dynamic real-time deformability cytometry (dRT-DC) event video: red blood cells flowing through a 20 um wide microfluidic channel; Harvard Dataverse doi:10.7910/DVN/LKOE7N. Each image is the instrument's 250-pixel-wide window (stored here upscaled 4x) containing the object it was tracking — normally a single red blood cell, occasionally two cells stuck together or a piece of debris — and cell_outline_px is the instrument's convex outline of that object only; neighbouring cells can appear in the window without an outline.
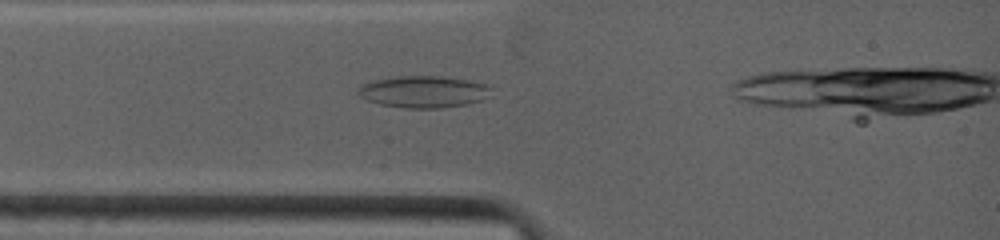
{"species": "common noctule bat (a hibernating species)", "species_latin": "Nyctalus noctula", "temperature_condition": "warm", "stored_images_in_passage": 7, "segment_of_instrument_passage": [1, 2], "camera_frame_rate_fps": 4500, "um_per_image_px": 0.085, "animal": {"sex": "female", "body_mass_g": 19.0, "forearm_length_mm": 53.3}, "frame": {"image": 1, "passage_image": 1, "time_ms": 0.0, "image_size_px": [1000, 240], "cell_outline_px": [[492, 88], [480, 100], [464, 104], [440, 108], [404, 108], [380, 104], [368, 100], [360, 96], [356, 92], [368, 80], [400, 76], [444, 76], [468, 80], [484, 84]], "centroid_in_image_um": [35.93, 7.79], "position_along_channel_um": 49.1, "area_um2": 24.39}}
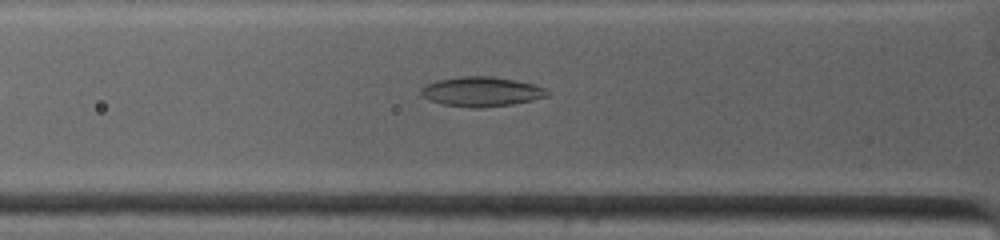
{"frame": {"image": 2, "passage_image": 3, "time_ms": 0.889, "image_size_px": [1000, 240], "cell_outline_px": [[548, 96], [532, 100], [512, 104], [480, 108], [472, 108], [444, 104], [428, 100], [420, 92], [420, 88], [436, 80], [460, 76], [492, 76], [532, 84], [544, 88], [548, 92]], "centroid_in_image_um": [40.89, 7.79], "position_along_channel_um": 84.9, "area_um2": 21.62}}
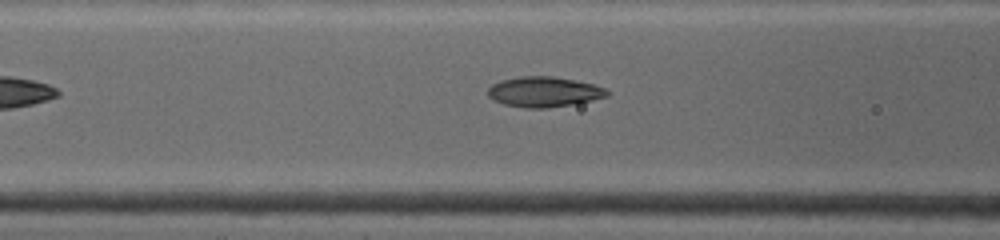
{"frame": {"image": 3, "passage_image": 5, "time_ms": 1.778, "image_size_px": [1000, 240], "cell_outline_px": [[608, 96], [592, 100], [572, 104], [544, 108], [528, 108], [504, 104], [492, 100], [488, 96], [488, 88], [492, 84], [500, 80], [520, 76], [552, 76], [576, 80], [592, 84], [604, 88], [608, 92]], "centroid_in_image_um": [46.2, 7.8], "position_along_channel_um": 120.4, "area_um2": 20.92}}